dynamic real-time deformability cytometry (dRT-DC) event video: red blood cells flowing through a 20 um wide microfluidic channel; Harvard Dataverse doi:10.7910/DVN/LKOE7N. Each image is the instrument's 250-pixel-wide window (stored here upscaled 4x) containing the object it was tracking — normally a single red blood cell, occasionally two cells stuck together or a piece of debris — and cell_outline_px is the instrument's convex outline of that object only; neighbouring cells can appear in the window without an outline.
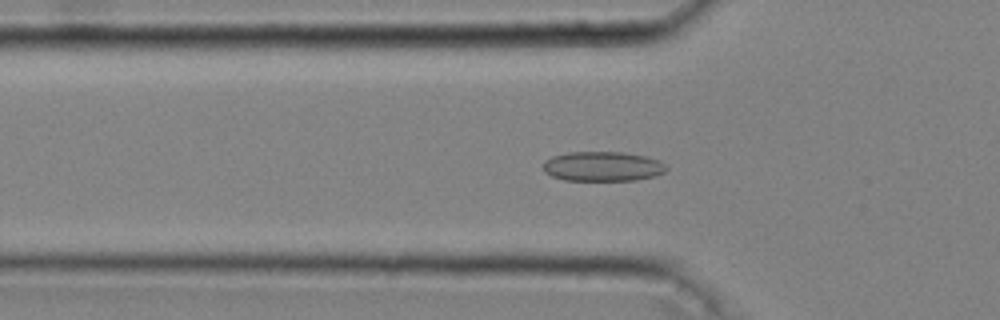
{"species": "common noctule bat (a hibernating species)", "species_latin": "Nyctalus noctula", "temperature_condition": "cold", "stored_images_in_passage": 37, "camera_frame_rate_fps": 3000, "um_per_image_px": 0.085, "animal": {"sex": "male", "body_mass_g": 20.4}, "frame": {"image": 1, "passage_image": 16, "time_ms": 5.0, "image_size_px": [1000, 320], "cell_outline_px": [[668, 168], [664, 172], [656, 176], [636, 180], [564, 180], [552, 176], [544, 172], [544, 160], [552, 156], [568, 152], [620, 152], [644, 156], [660, 160]], "centroid_in_image_um": [51.22, 14.14], "position_along_channel_um": 74.6, "area_um2": 21.33}}
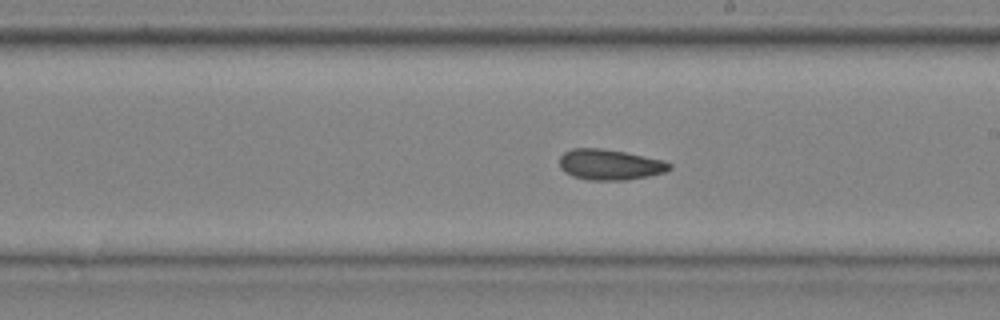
{"frame": {"image": 2, "passage_image": 28, "time_ms": 9.0, "image_size_px": [1000, 320], "cell_outline_px": [[672, 168], [664, 172], [648, 176], [624, 180], [588, 180], [572, 176], [564, 172], [560, 168], [560, 156], [564, 152], [572, 148], [600, 148], [624, 152], [664, 160], [672, 164]], "centroid_in_image_um": [51.82, 13.99], "position_along_channel_um": 237.2, "area_um2": 19.65}}
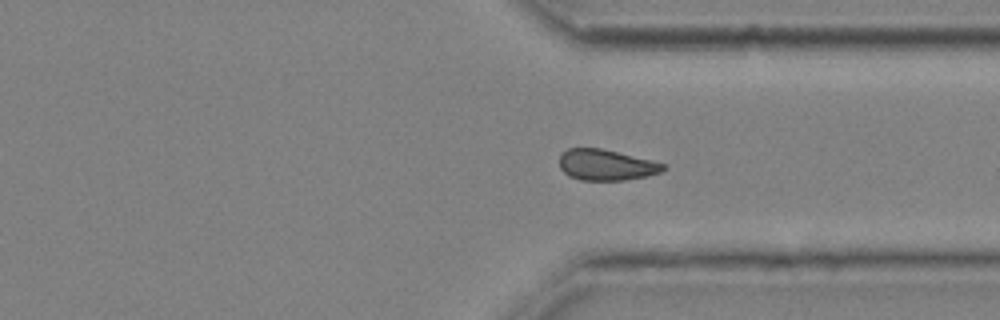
{"frame": {"image": 3, "passage_image": 37, "time_ms": 12.0, "image_size_px": [1000, 320], "cell_outline_px": [[668, 168], [660, 172], [648, 176], [624, 180], [580, 180], [568, 176], [560, 168], [560, 156], [568, 148], [600, 148], [652, 160], [664, 164]], "centroid_in_image_um": [51.53, 14.02], "position_along_channel_um": 359.9, "area_um2": 18.67}}